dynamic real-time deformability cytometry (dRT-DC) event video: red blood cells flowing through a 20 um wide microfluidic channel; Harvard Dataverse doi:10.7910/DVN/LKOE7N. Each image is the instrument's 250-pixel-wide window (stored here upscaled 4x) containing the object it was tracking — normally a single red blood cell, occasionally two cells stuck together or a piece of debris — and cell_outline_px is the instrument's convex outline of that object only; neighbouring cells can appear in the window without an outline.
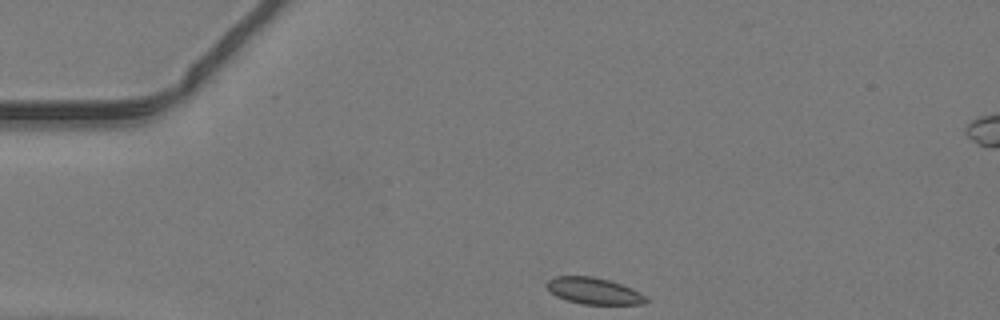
{"species": "common noctule bat (a hibernating species)", "species_latin": "Nyctalus noctula", "temperature_condition": "warm", "stored_images_in_passage": 40, "camera_frame_rate_fps": 3000, "um_per_image_px": 0.085, "animal": {"sex": "male", "body_mass_g": 19.2, "forearm_length_mm": 51.8}, "frame": {"image": 1, "passage_image": 1, "time_ms": 0.0, "image_size_px": [1000, 320], "cell_outline_px": [[648, 300], [644, 304], [584, 304], [568, 300], [556, 296], [548, 292], [544, 284], [548, 280], [556, 276], [592, 276], [608, 280], [632, 288], [640, 292]], "centroid_in_image_um": [50.42, 24.72], "position_along_channel_um": 34.6, "area_um2": 15.32}}
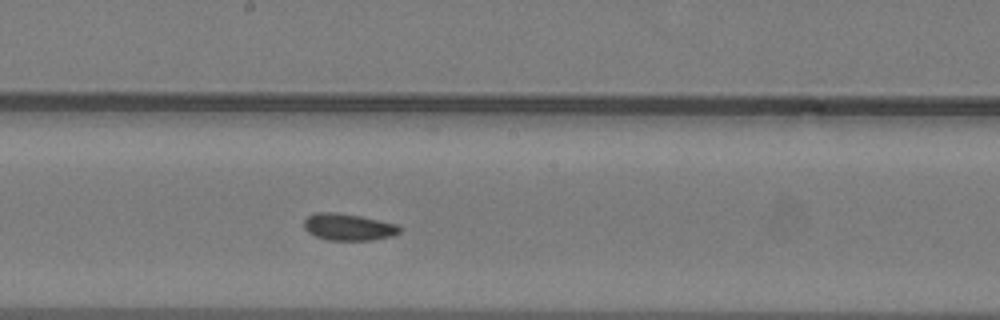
{"frame": {"image": 2, "passage_image": 17, "time_ms": 5.333, "image_size_px": [1000, 320], "cell_outline_px": [[400, 232], [392, 236], [372, 240], [328, 240], [316, 236], [308, 232], [304, 228], [304, 220], [308, 216], [316, 212], [336, 212], [360, 216], [396, 224], [400, 228]], "centroid_in_image_um": [29.59, 19.29], "position_along_channel_um": 218.6, "area_um2": 14.85}}
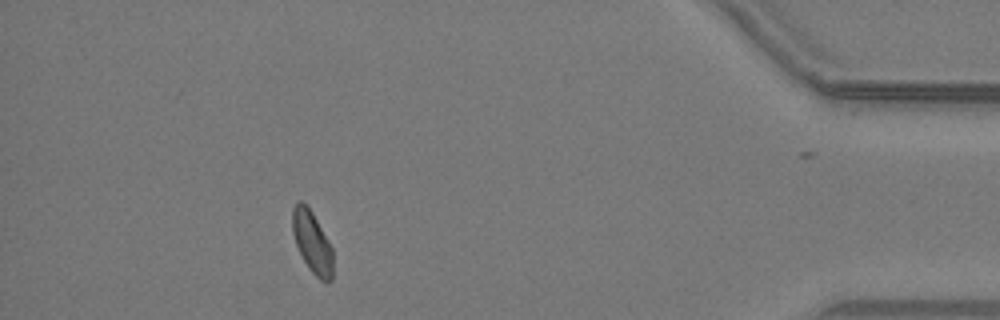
{"frame": {"image": 3, "passage_image": 34, "time_ms": 11.0, "image_size_px": [1000, 320], "cell_outline_px": [[332, 280], [328, 284], [320, 280], [312, 272], [304, 260], [296, 244], [292, 232], [292, 208], [300, 200], [312, 212], [332, 248]], "centroid_in_image_um": [26.53, 20.61], "position_along_channel_um": 408.7, "area_um2": 14.33}}